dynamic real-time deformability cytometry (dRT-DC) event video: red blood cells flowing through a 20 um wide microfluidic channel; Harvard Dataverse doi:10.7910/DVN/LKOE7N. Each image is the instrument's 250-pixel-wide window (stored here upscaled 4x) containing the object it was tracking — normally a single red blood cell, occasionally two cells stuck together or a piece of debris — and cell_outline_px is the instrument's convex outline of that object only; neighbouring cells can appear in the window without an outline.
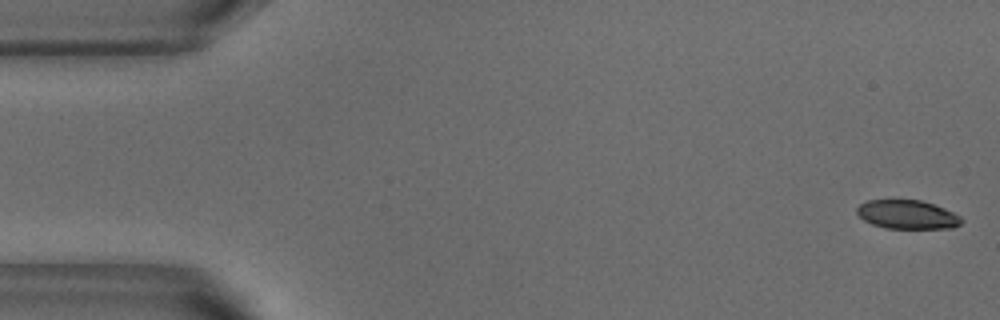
{"species": "common noctule bat (a hibernating species)", "species_latin": "Nyctalus noctula", "temperature_condition": "warm", "stored_images_in_passage": 52, "camera_frame_rate_fps": 3000, "um_per_image_px": 0.085, "animal": {"sex": "male", "body_mass_g": 18.8}, "frame": {"image": 1, "passage_image": 1, "time_ms": 0.0, "image_size_px": [1000, 320], "cell_outline_px": [[964, 220], [960, 224], [952, 228], [884, 228], [872, 224], [864, 220], [856, 212], [856, 208], [860, 204], [868, 200], [920, 200], [944, 208], [960, 216]], "centroid_in_image_um": [77.11, 18.24], "position_along_channel_um": 7.9, "area_um2": 17.46}}
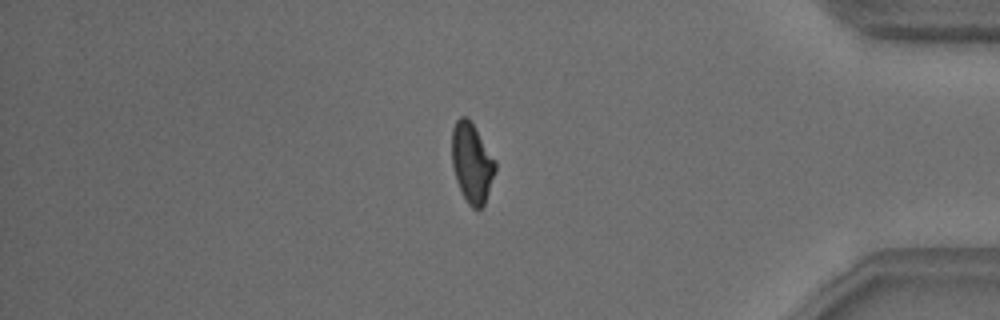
{"frame": {"image": 2, "passage_image": 44, "time_ms": 14.333, "image_size_px": [1000, 320], "cell_outline_px": [[496, 172], [484, 204], [476, 212], [468, 204], [456, 180], [452, 164], [452, 128], [456, 120], [460, 116], [464, 116], [472, 124], [496, 160]], "centroid_in_image_um": [40.11, 13.87], "position_along_channel_um": 395.1, "area_um2": 20.06}}
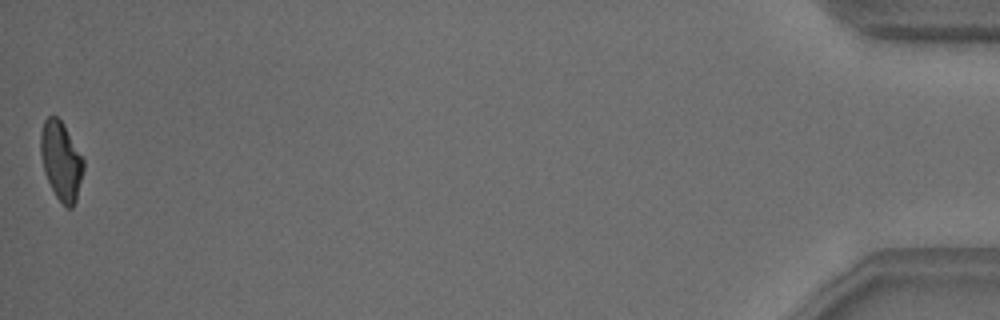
{"frame": {"image": 3, "passage_image": 52, "time_ms": 17.0, "image_size_px": [1000, 320], "cell_outline_px": [[84, 168], [76, 200], [72, 208], [68, 208], [56, 196], [44, 172], [40, 152], [40, 132], [44, 120], [48, 116], [56, 116], [64, 124], [84, 160]], "centroid_in_image_um": [5.18, 13.64], "position_along_channel_um": 430.0, "area_um2": 19.48}, "authors_computed_cell_mechanics": {"area_um2": 20.2878, "velocity_mm_per_s": 3.8142, "shape_relaxation_time_tau1_ms": 4.0197, "shape_relaxation_time_tau2_ms": 2.6571, "deformation_change_tau1": 0.1434, "deformation_change_tau2": 0.0803}}